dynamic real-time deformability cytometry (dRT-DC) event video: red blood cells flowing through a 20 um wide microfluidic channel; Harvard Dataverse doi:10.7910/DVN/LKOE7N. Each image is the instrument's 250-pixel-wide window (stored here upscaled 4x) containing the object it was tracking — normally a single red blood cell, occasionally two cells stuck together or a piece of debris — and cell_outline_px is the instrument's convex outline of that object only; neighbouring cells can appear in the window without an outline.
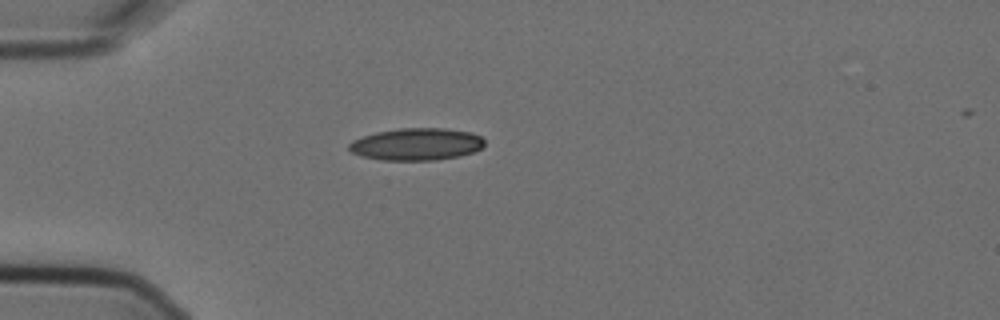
{"species": "Egyptian fruit bat (a non-hibernating species)", "species_latin": "Rousettus aegyptiacus", "temperature_condition": "cold", "stored_images_in_passage": 4, "camera_frame_rate_fps": 3000, "um_per_image_px": 0.085, "animal": {"sex": "female"}, "frame": {"image": 1, "passage_image": 1, "time_ms": 0.0, "image_size_px": [1000, 320], "cell_outline_px": [[484, 144], [480, 148], [472, 152], [460, 156], [432, 160], [380, 160], [360, 156], [352, 152], [348, 148], [348, 144], [352, 140], [376, 132], [400, 128], [444, 128], [472, 132], [480, 136], [484, 140]], "centroid_in_image_um": [35.38, 12.25], "position_along_channel_um": 49.6, "area_um2": 25.43}}
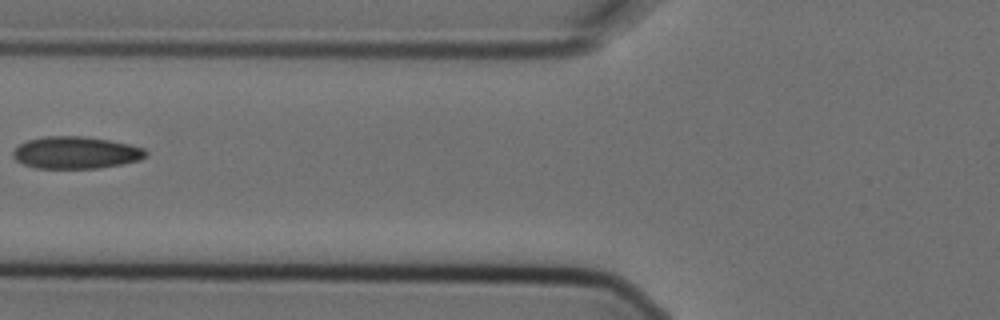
{"frame": {"image": 2, "passage_image": 3, "time_ms": 0.667, "image_size_px": [1000, 320], "cell_outline_px": [[148, 152], [140, 160], [120, 164], [96, 168], [36, 168], [24, 164], [16, 160], [12, 156], [12, 152], [20, 144], [28, 140], [44, 136], [84, 136], [108, 140], [128, 144], [144, 148]], "centroid_in_image_um": [6.42, 12.97], "position_along_channel_um": 119.4, "area_um2": 24.68}}
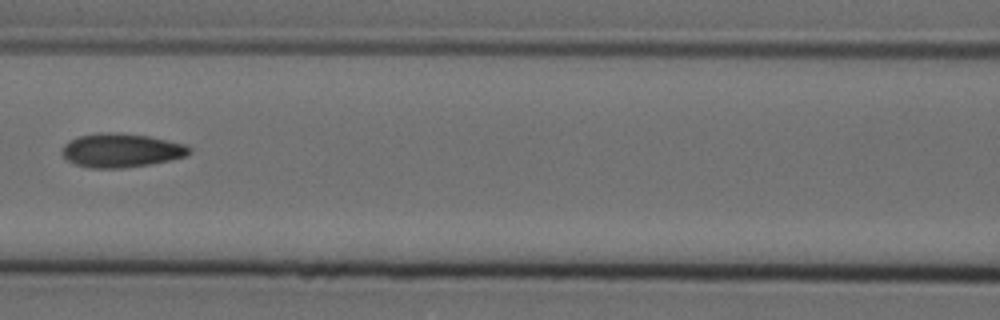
{"frame": {"image": 3, "passage_image": 4, "time_ms": 1.0, "image_size_px": [1000, 320], "cell_outline_px": [[192, 148], [184, 156], [168, 160], [148, 164], [120, 168], [88, 168], [76, 164], [68, 160], [60, 152], [64, 144], [68, 140], [80, 136], [100, 132], [120, 132], [148, 136], [188, 144]], "centroid_in_image_um": [10.27, 12.76], "position_along_channel_um": 156.3, "area_um2": 25.09}}